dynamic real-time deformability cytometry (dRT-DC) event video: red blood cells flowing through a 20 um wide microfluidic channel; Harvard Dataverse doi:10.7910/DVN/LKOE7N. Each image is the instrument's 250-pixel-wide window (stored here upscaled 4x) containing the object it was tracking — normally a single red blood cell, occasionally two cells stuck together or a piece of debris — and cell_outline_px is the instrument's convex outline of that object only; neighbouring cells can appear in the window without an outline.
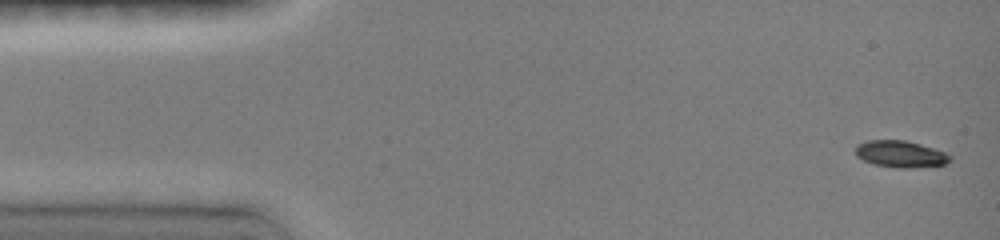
{"species": "common noctule bat (a hibernating species)", "species_latin": "Nyctalus noctula", "temperature_condition": "room temperature", "stored_images_in_passage": 40, "camera_frame_rate_fps": 3000, "um_per_image_px": 0.085, "animal": {"sex": "female", "body_mass_g": 19.0, "forearm_length_mm": 51.5}, "frame": {"image": 1, "passage_image": 1, "time_ms": 0.0, "image_size_px": [1000, 240], "cell_outline_px": [[952, 156], [944, 164], [912, 168], [896, 168], [876, 164], [864, 160], [856, 156], [856, 148], [860, 144], [868, 140], [904, 140], [920, 144], [944, 152]], "centroid_in_image_um": [76.54, 13.09], "position_along_channel_um": 8.5, "area_um2": 14.39}}
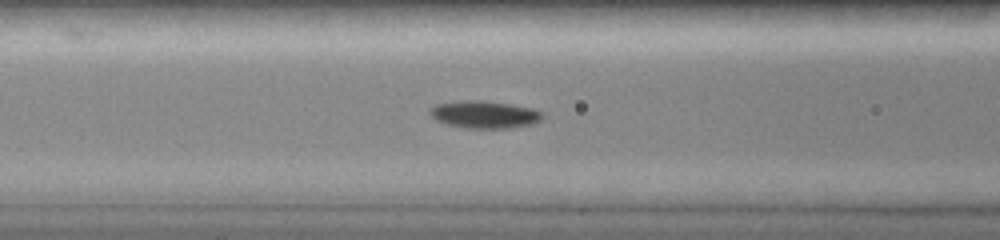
{"frame": {"image": 2, "passage_image": 11, "time_ms": 5.667, "image_size_px": [1000, 240], "cell_outline_px": [[544, 116], [540, 120], [532, 124], [512, 128], [468, 128], [448, 124], [436, 120], [428, 112], [436, 104], [460, 100], [480, 100], [508, 104], [532, 108], [540, 112]], "centroid_in_image_um": [41.17, 9.73], "position_along_channel_um": 125.4, "area_um2": 17.8}}
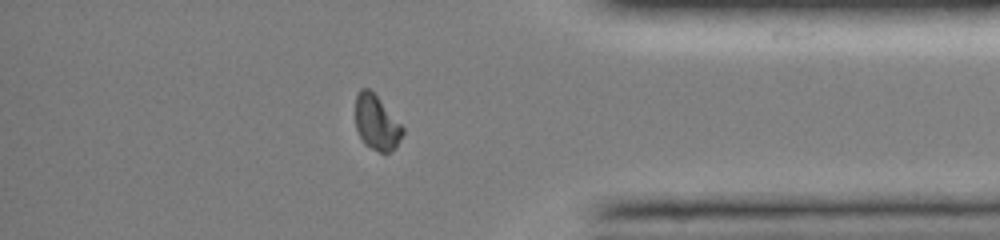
{"frame": {"image": 3, "passage_image": 33, "time_ms": 12.667, "image_size_px": [1000, 240], "cell_outline_px": [[404, 132], [396, 148], [388, 152], [380, 152], [364, 144], [356, 128], [356, 96], [360, 88], [368, 88], [376, 96], [404, 128]], "centroid_in_image_um": [32.0, 10.44], "position_along_channel_um": 403.2, "area_um2": 14.8}, "authors_computed_cell_mechanics": {"area_um2": 16.3574, "velocity_mm_per_s": 4.1204, "shape_relaxation_time_tau1_ms": 3.7385, "shape_relaxation_time_tau2_ms": null, "deformation_change_tau1": 0.1927, "deformation_change_tau2": null}}